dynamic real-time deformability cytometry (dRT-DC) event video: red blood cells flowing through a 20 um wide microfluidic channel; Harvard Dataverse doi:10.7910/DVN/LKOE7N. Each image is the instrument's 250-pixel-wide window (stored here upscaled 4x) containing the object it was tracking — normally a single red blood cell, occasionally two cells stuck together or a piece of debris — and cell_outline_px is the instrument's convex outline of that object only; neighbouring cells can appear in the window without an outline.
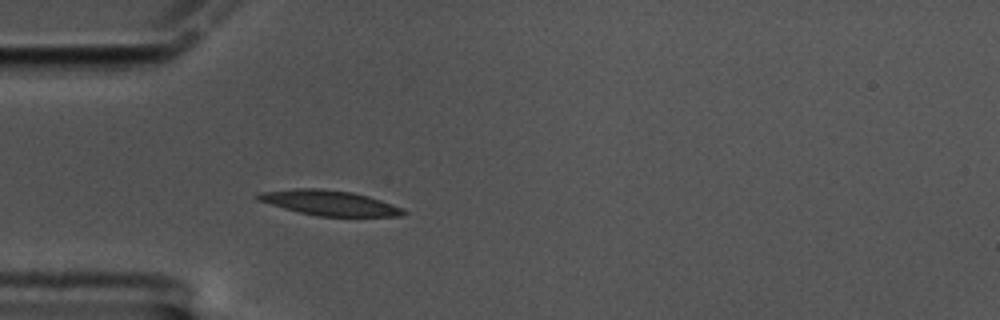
{"species": "common noctule bat (a hibernating species)", "species_latin": "Nyctalus noctula", "temperature_condition": "cold", "stored_images_in_passage": 43, "camera_frame_rate_fps": 3000, "um_per_image_px": 0.085, "animal": {"sex": "male", "body_mass_g": 17.5, "forearm_length_mm": 52.3}, "frame": {"image": 1, "passage_image": 1, "time_ms": 0.0, "image_size_px": [1000, 320], "cell_outline_px": [[408, 212], [400, 216], [316, 216], [284, 208], [256, 200], [252, 196], [260, 192], [296, 188], [320, 188], [352, 192], [368, 196], [404, 208]], "centroid_in_image_um": [27.97, 17.23], "position_along_channel_um": 57.0, "area_um2": 21.27}}
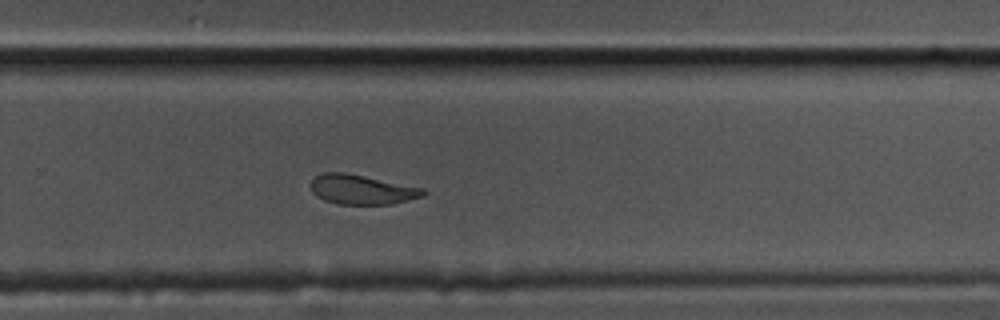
{"frame": {"image": 2, "passage_image": 23, "time_ms": 7.333, "image_size_px": [1000, 320], "cell_outline_px": [[428, 192], [424, 196], [392, 204], [336, 204], [324, 200], [316, 196], [312, 192], [312, 180], [316, 176], [324, 172], [344, 172], [424, 188]], "centroid_in_image_um": [30.77, 16.12], "position_along_channel_um": 299.0, "area_um2": 19.36}}
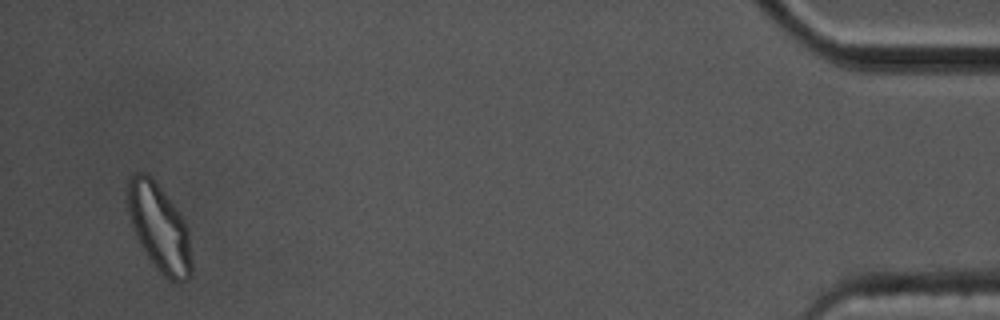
{"frame": {"image": 3, "passage_image": 41, "time_ms": 13.333, "image_size_px": [1000, 320], "cell_outline_px": [[192, 276], [188, 280], [180, 284], [168, 280], [156, 268], [140, 244], [136, 236], [128, 212], [128, 176], [136, 172], [144, 172], [152, 176], [180, 212], [188, 228], [192, 264]], "centroid_in_image_um": [13.57, 19.37], "position_along_channel_um": 421.6, "area_um2": 32.89}, "authors_computed_cell_mechanics": {"area_um2": 21.097, "velocity_mm_per_s": 3.3754, "shape_relaxation_time_tau1_ms": 10.1187, "shape_relaxation_time_tau2_ms": 3.6846, "deformation_change_tau1": 0.2507, "deformation_change_tau2": 0.1075}}